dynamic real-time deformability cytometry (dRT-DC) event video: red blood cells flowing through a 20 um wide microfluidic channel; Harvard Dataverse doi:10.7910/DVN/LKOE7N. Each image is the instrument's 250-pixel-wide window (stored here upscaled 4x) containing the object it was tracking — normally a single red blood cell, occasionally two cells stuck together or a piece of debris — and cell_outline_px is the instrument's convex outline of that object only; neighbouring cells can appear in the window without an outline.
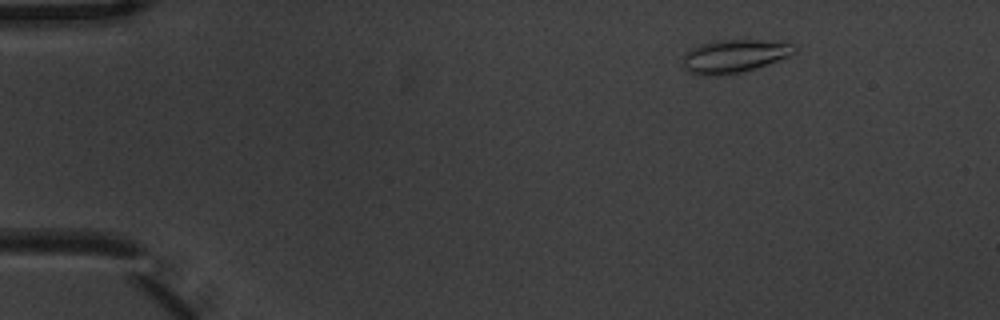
{"species": "common noctule bat (a hibernating species)", "species_latin": "Nyctalus noctula", "temperature_condition": "warm", "stored_images_in_passage": 8, "camera_frame_rate_fps": 3000, "um_per_image_px": 0.085, "animal": {"sex": "male", "body_mass_g": 20.1, "forearm_length_mm": 53.5}, "frame": {"image": 1, "passage_image": 1, "time_ms": 0.0, "image_size_px": [1000, 320], "cell_outline_px": [[796, 52], [788, 56], [768, 64], [740, 72], [720, 76], [700, 76], [688, 72], [684, 68], [684, 56], [692, 48], [700, 44], [720, 40], [756, 40], [792, 44], [796, 48]], "centroid_in_image_um": [62.37, 4.79], "position_along_channel_um": 22.6, "area_um2": 21.27}}
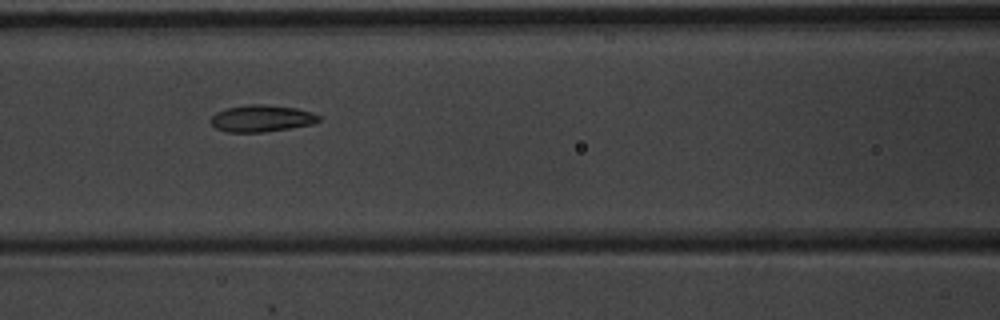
{"frame": {"image": 2, "passage_image": 5, "time_ms": 1.333, "image_size_px": [1000, 320], "cell_outline_px": [[320, 120], [312, 124], [264, 132], [228, 132], [216, 128], [208, 120], [216, 112], [224, 108], [252, 104], [264, 104], [296, 108], [312, 112], [320, 116]], "centroid_in_image_um": [22.2, 10.06], "position_along_channel_um": 144.4, "area_um2": 16.88}}
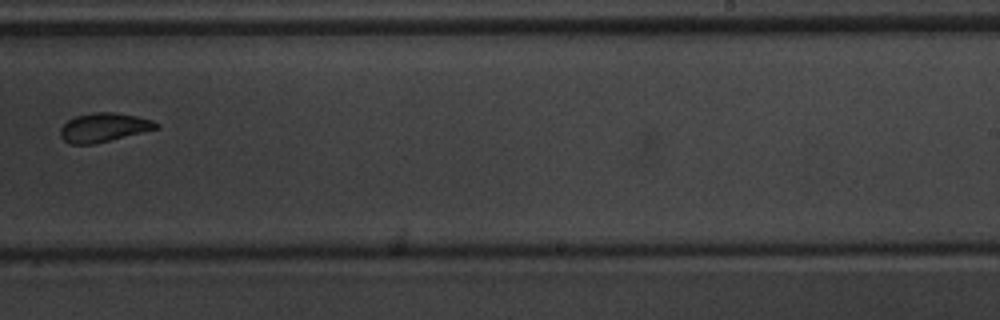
{"frame": {"image": 3, "passage_image": 8, "time_ms": 2.333, "image_size_px": [1000, 320], "cell_outline_px": [[160, 128], [92, 144], [72, 144], [64, 140], [60, 136], [60, 128], [68, 120], [76, 116], [92, 112], [116, 112], [136, 116], [152, 120], [160, 124]], "centroid_in_image_um": [8.83, 10.82], "position_along_channel_um": 280.2, "area_um2": 16.07}}